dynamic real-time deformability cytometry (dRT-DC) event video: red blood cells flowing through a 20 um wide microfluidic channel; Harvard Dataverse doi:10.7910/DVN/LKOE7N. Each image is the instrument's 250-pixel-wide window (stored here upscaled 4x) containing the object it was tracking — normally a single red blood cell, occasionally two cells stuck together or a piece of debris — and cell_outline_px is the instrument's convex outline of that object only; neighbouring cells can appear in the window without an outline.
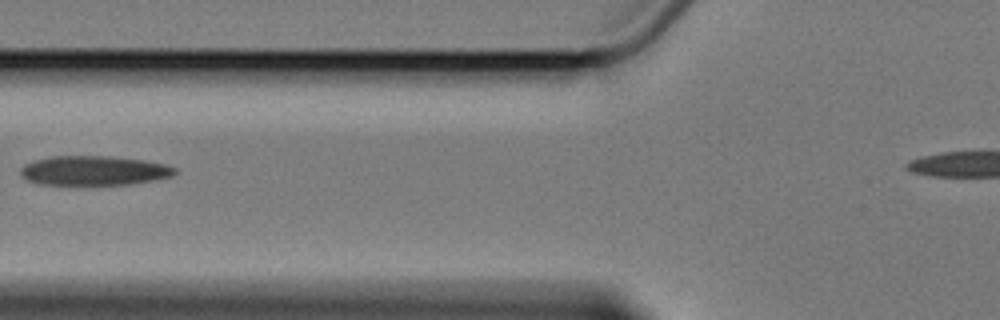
{"species": "Egyptian fruit bat (a non-hibernating species)", "species_latin": "Rousettus aegyptiacus", "temperature_condition": "cold", "stored_images_in_passage": 8, "camera_frame_rate_fps": 3000, "um_per_image_px": 0.085, "animal": {"sex": "female"}, "frame": {"image": 1, "passage_image": 4, "time_ms": 3.667, "image_size_px": [1000, 320], "cell_outline_px": [[176, 172], [172, 176], [152, 180], [128, 184], [40, 184], [28, 180], [20, 176], [20, 168], [24, 164], [48, 156], [108, 156], [144, 160], [164, 164], [176, 168]], "centroid_in_image_um": [7.94, 14.49], "position_along_channel_um": 117.9, "area_um2": 26.3}}
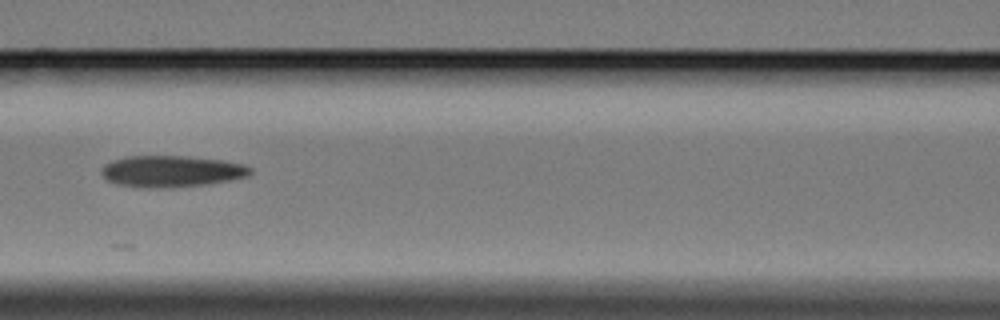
{"frame": {"image": 2, "passage_image": 5, "time_ms": 4.667, "image_size_px": [1000, 320], "cell_outline_px": [[252, 172], [248, 176], [208, 184], [172, 188], [140, 188], [116, 184], [108, 180], [100, 172], [104, 164], [112, 160], [128, 156], [188, 156], [224, 160], [244, 164], [252, 168]], "centroid_in_image_um": [14.57, 14.56], "position_along_channel_um": 152.0, "area_um2": 27.63}}
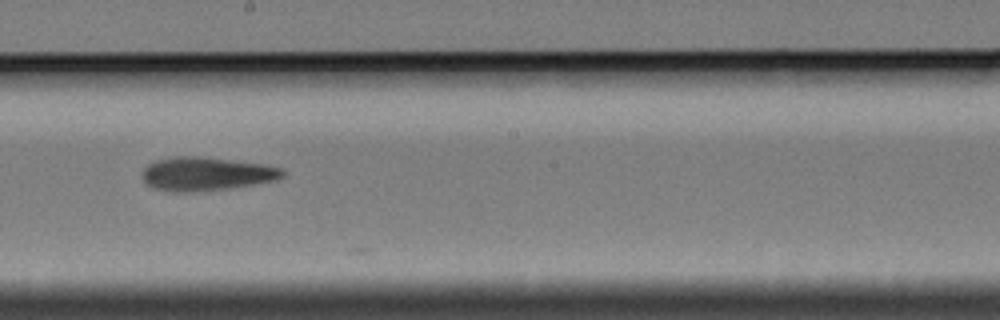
{"frame": {"image": 3, "passage_image": 7, "time_ms": 7.0, "image_size_px": [1000, 320], "cell_outline_px": [[284, 176], [276, 180], [228, 188], [188, 192], [168, 192], [152, 188], [144, 184], [140, 176], [144, 168], [148, 164], [156, 160], [176, 156], [196, 156], [264, 164], [284, 168]], "centroid_in_image_um": [17.46, 14.78], "position_along_channel_um": 230.7, "area_um2": 27.57}}